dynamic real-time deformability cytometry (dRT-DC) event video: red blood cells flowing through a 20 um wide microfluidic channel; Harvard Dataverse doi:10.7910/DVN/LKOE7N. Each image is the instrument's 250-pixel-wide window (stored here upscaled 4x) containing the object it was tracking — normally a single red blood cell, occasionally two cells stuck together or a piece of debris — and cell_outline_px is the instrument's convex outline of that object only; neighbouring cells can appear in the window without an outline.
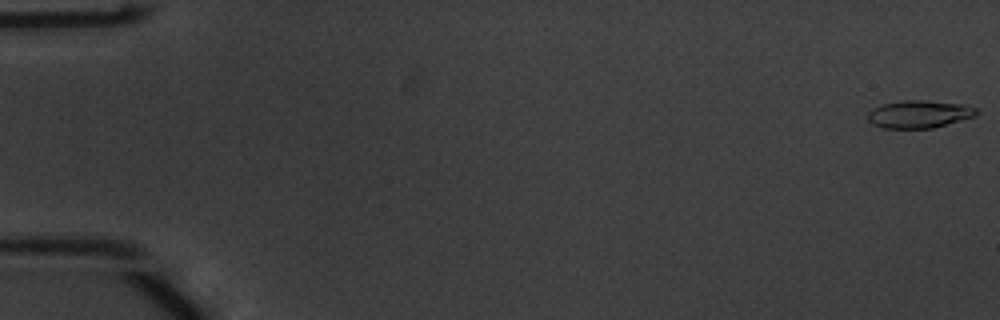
{"species": "common noctule bat (a hibernating species)", "species_latin": "Nyctalus noctula", "temperature_condition": "warm", "stored_images_in_passage": 53, "camera_frame_rate_fps": 3000, "um_per_image_px": 0.085, "animal": {"sex": "male", "body_mass_g": 20.1, "forearm_length_mm": 53.5}, "frame": {"image": 1, "passage_image": 1, "time_ms": 0.0, "image_size_px": [1000, 320], "cell_outline_px": [[980, 112], [976, 116], [932, 128], [884, 128], [872, 124], [868, 120], [868, 112], [872, 108], [880, 104], [904, 100], [924, 100], [964, 104], [976, 108]], "centroid_in_image_um": [78.13, 9.69], "position_along_channel_um": 6.9, "area_um2": 17.63}}
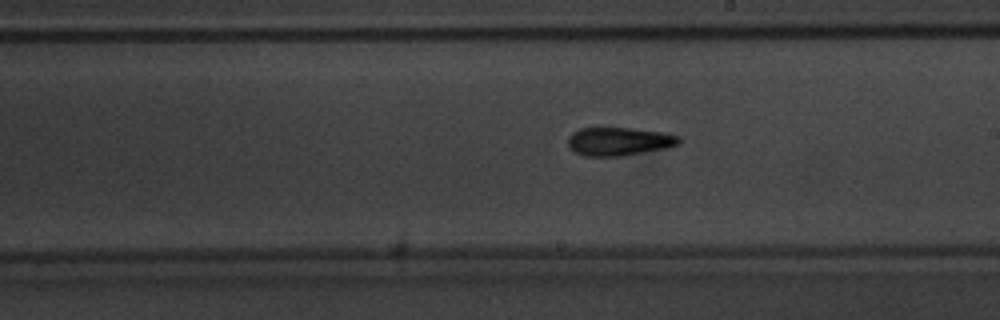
{"frame": {"image": 2, "passage_image": 31, "time_ms": 10.0, "image_size_px": [1000, 320], "cell_outline_px": [[680, 144], [668, 148], [620, 156], [584, 156], [568, 148], [568, 136], [572, 132], [580, 128], [628, 128], [660, 132], [680, 136]], "centroid_in_image_um": [52.59, 12.02], "position_along_channel_um": 236.4, "area_um2": 18.32}}
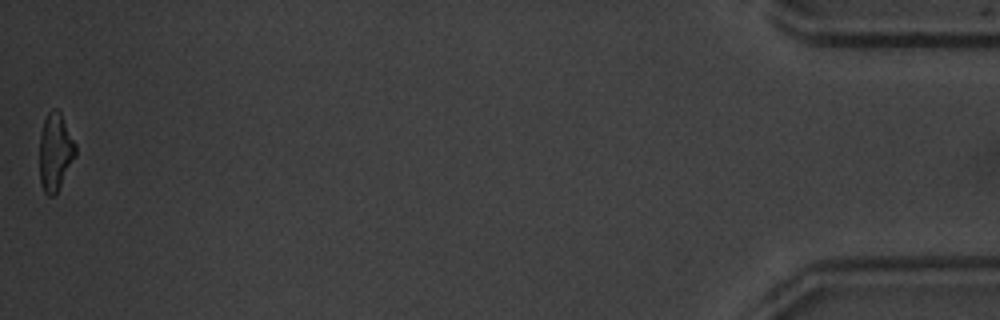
{"frame": {"image": 3, "passage_image": 53, "time_ms": 17.333, "image_size_px": [1000, 320], "cell_outline_px": [[76, 156], [56, 192], [52, 196], [48, 196], [44, 192], [40, 184], [40, 132], [44, 120], [48, 112], [52, 108], [56, 108], [60, 112], [76, 144]], "centroid_in_image_um": [4.69, 12.89], "position_along_channel_um": 430.5, "area_um2": 16.18}, "authors_computed_cell_mechanics": {"area_um2": 17.6868, "velocity_mm_per_s": 3.8861, "shape_relaxation_time_tau1_ms": 4.5749, "shape_relaxation_time_tau2_ms": 3.4977, "deformation_change_tau1": 0.2148, "deformation_change_tau2": 0.1402}}